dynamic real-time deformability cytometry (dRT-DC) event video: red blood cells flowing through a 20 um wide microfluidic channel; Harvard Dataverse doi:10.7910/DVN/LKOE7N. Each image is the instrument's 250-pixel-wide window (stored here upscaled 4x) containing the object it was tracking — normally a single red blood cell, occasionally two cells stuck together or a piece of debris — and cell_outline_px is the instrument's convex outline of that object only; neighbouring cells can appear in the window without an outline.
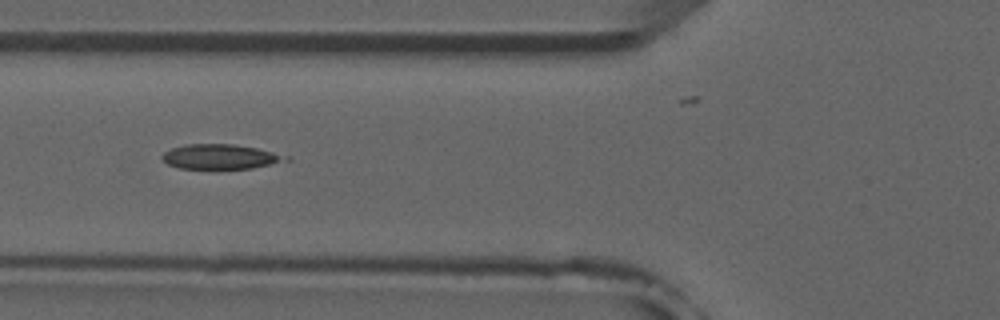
{"species": "common noctule bat (a hibernating species)", "species_latin": "Nyctalus noctula", "temperature_condition": "room temperature", "stored_images_in_passage": 4, "camera_frame_rate_fps": 3000, "um_per_image_px": 0.085, "animal": {"sex": "male", "forearm_length_mm": 52.5}, "frame": {"image": 1, "passage_image": 2, "time_ms": 1.0, "image_size_px": [1000, 320], "cell_outline_px": [[280, 156], [276, 160], [268, 164], [252, 168], [180, 168], [168, 164], [160, 156], [164, 152], [172, 148], [188, 144], [232, 144], [256, 148], [272, 152]], "centroid_in_image_um": [18.5, 13.3], "position_along_channel_um": 107.3, "area_um2": 16.82}}
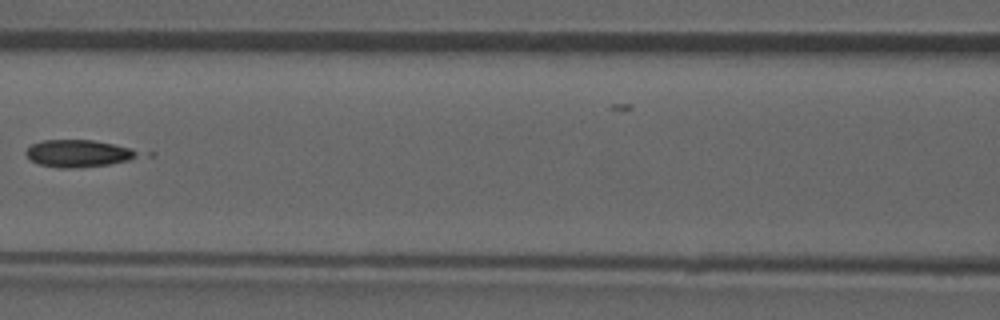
{"frame": {"image": 2, "passage_image": 3, "time_ms": 2.333, "image_size_px": [1000, 320], "cell_outline_px": [[140, 152], [136, 156], [128, 160], [108, 164], [76, 168], [60, 168], [40, 164], [32, 160], [24, 152], [32, 144], [44, 140], [92, 140], [132, 148]], "centroid_in_image_um": [6.64, 13.04], "position_along_channel_um": 160.0, "area_um2": 17.46}}